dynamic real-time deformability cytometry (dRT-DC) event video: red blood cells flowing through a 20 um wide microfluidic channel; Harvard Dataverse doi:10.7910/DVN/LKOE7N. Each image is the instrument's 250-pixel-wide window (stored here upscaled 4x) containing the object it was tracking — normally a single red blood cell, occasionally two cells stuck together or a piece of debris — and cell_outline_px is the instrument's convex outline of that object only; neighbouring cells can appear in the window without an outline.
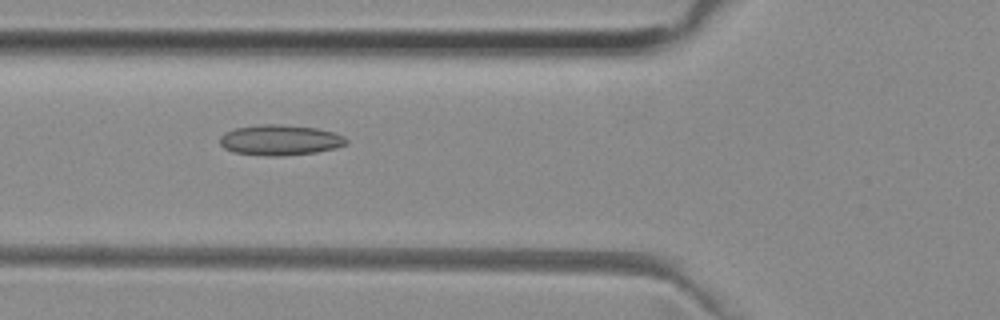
{"species": "common noctule bat (a hibernating species)", "species_latin": "Nyctalus noctula", "temperature_condition": "room temperature", "stored_images_in_passage": 52, "camera_frame_rate_fps": 3000, "um_per_image_px": 0.085, "animal": {"sex": "female", "body_mass_g": 29.2, "forearm_length_mm": 56.3}, "frame": {"image": 1, "passage_image": 19, "time_ms": 6.0, "image_size_px": [1000, 320], "cell_outline_px": [[348, 144], [336, 148], [316, 152], [280, 156], [268, 156], [232, 152], [224, 148], [220, 144], [220, 136], [224, 132], [236, 128], [260, 124], [280, 124], [316, 128], [332, 132], [344, 136], [348, 140]], "centroid_in_image_um": [23.8, 11.9], "position_along_channel_um": 102.0, "area_um2": 22.54}}
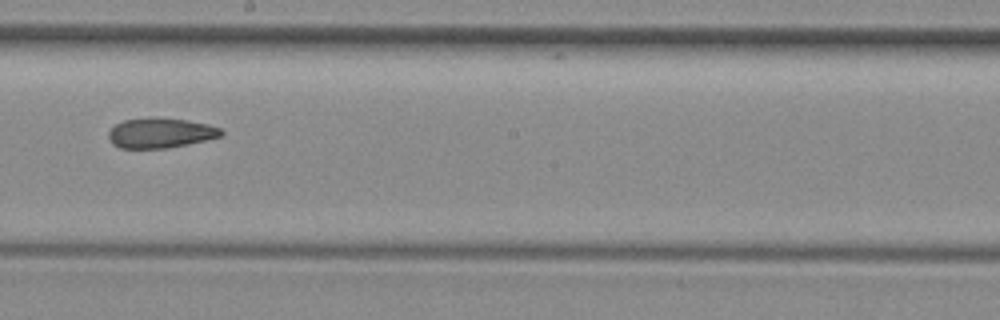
{"frame": {"image": 2, "passage_image": 29, "time_ms": 9.333, "image_size_px": [1000, 320], "cell_outline_px": [[224, 132], [220, 136], [204, 140], [164, 148], [120, 148], [112, 144], [108, 136], [108, 132], [116, 124], [124, 120], [148, 116], [156, 116], [184, 120], [208, 124], [220, 128]], "centroid_in_image_um": [13.59, 11.28], "position_along_channel_um": 234.6, "area_um2": 19.65}}
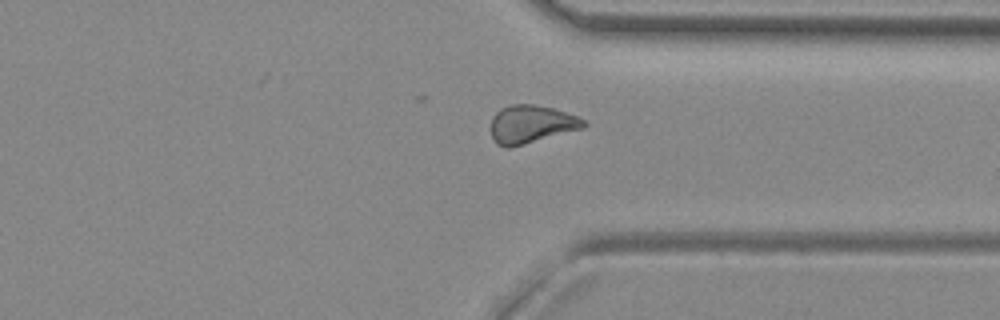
{"frame": {"image": 3, "passage_image": 39, "time_ms": 12.667, "image_size_px": [1000, 320], "cell_outline_px": [[588, 124], [584, 128], [524, 144], [508, 148], [504, 148], [496, 144], [492, 136], [492, 116], [500, 108], [508, 104], [532, 104], [552, 108], [576, 116], [584, 120]], "centroid_in_image_um": [45.13, 10.56], "position_along_channel_um": 366.3, "area_um2": 20.52}, "authors_computed_cell_mechanics": {"area_um2": 21.386, "velocity_mm_per_s": 3.9732, "shape_relaxation_time_tau1_ms": null, "shape_relaxation_time_tau2_ms": 3.6712, "deformation_change_tau1": null, "deformation_change_tau2": 0.1066}}